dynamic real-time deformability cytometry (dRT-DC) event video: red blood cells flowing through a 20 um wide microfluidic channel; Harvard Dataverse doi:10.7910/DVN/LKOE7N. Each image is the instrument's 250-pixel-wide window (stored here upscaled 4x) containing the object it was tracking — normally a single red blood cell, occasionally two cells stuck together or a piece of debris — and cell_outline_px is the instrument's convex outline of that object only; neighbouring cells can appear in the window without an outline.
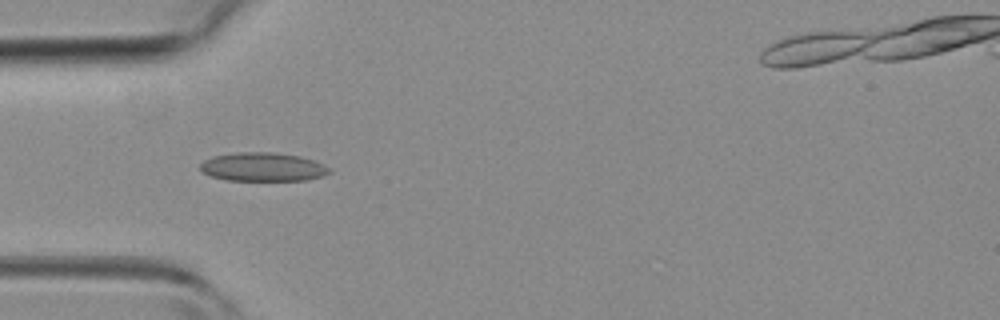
{"species": "common noctule bat (a hibernating species)", "species_latin": "Nyctalus noctula", "temperature_condition": "room temperature", "stored_images_in_passage": 3, "camera_frame_rate_fps": 3000, "um_per_image_px": 0.085, "animal": {"sex": "female", "body_mass_g": 19.3, "forearm_length_mm": 54.1}, "frame": {"image": 1, "passage_image": 2, "time_ms": 2.0, "image_size_px": [1000, 320], "cell_outline_px": [[332, 172], [324, 176], [308, 180], [228, 180], [212, 176], [204, 172], [200, 168], [200, 164], [204, 160], [212, 156], [236, 152], [276, 152], [300, 156], [324, 164], [332, 168]], "centroid_in_image_um": [22.4, 14.18], "position_along_channel_um": 62.6, "area_um2": 21.73}}
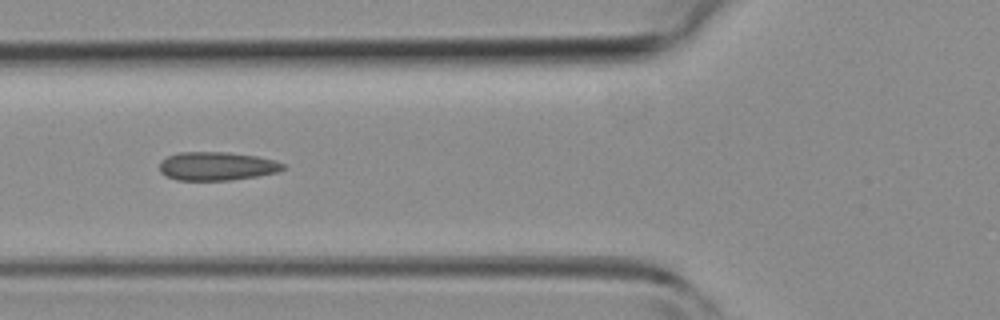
{"frame": {"image": 2, "passage_image": 3, "time_ms": 3.0, "image_size_px": [1000, 320], "cell_outline_px": [[288, 168], [280, 172], [232, 180], [176, 180], [164, 176], [160, 172], [160, 160], [168, 156], [180, 152], [228, 152], [256, 156], [272, 160], [284, 164]], "centroid_in_image_um": [18.43, 14.13], "position_along_channel_um": 107.4, "area_um2": 20.69}}